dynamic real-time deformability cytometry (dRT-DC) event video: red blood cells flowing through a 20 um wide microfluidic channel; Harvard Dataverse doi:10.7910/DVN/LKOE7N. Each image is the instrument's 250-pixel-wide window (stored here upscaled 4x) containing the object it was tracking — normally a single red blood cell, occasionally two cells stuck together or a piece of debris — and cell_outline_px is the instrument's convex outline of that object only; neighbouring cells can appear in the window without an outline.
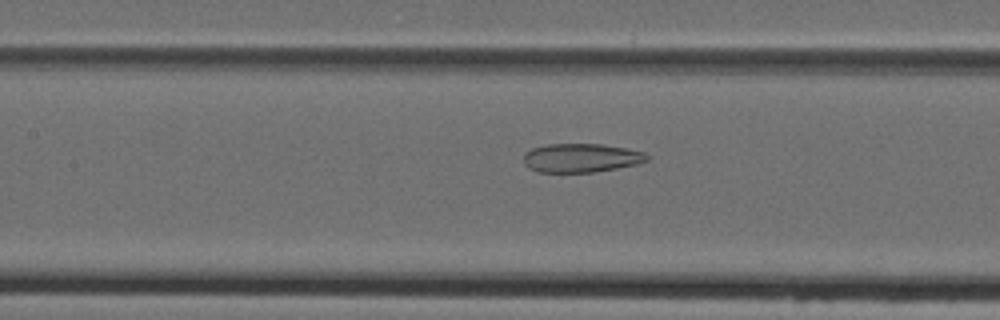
{"species": "Egyptian fruit bat (a non-hibernating species)", "species_latin": "Rousettus aegyptiacus", "temperature_condition": "cold", "stored_images_in_passage": 7, "segment_of_instrument_passage": [2, 2], "camera_frame_rate_fps": 3000, "um_per_image_px": 0.085, "animal": {"sex": "female"}, "frame": {"image": 1, "passage_image": 7, "time_ms": 8.0, "image_size_px": [1000, 320], "cell_outline_px": [[648, 160], [636, 164], [616, 168], [592, 172], [536, 172], [528, 168], [524, 164], [524, 152], [532, 148], [548, 144], [604, 144], [644, 152], [648, 156]], "centroid_in_image_um": [49.35, 13.42], "position_along_channel_um": 158.1, "area_um2": 20.69}}